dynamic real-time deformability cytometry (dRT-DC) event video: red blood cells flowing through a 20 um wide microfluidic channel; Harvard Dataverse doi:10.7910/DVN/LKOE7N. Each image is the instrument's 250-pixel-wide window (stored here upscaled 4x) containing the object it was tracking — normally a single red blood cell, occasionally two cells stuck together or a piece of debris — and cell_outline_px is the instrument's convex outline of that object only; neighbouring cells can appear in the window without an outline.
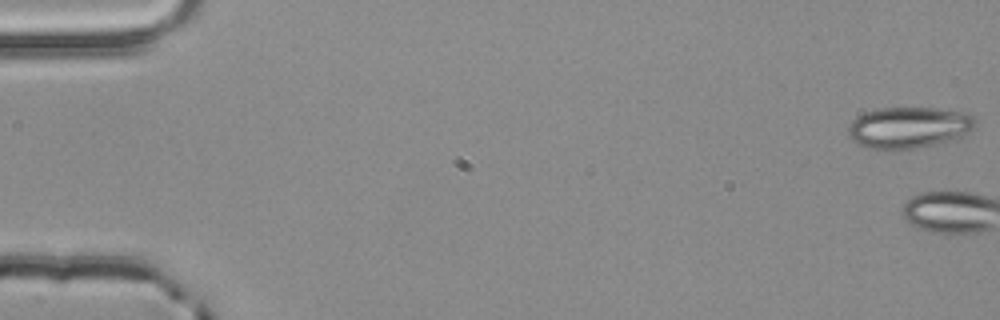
{"species": "common noctule bat (a hibernating species)", "species_latin": "Nyctalus noctula", "temperature_condition": "room temperature", "stored_images_in_passage": 3, "camera_frame_rate_fps": 3000, "um_per_image_px": 0.085, "animal": {"sex": "male", "body_mass_g": 20.4}, "frame": {"image": 1, "passage_image": 1, "time_ms": 0.0, "image_size_px": [1000, 320], "cell_outline_px": [[976, 124], [968, 132], [956, 140], [916, 148], [868, 148], [852, 140], [848, 136], [848, 124], [856, 116], [864, 112], [880, 108], [940, 108], [968, 112], [972, 116]], "centroid_in_image_um": [77.26, 10.82], "position_along_channel_um": 7.7, "area_um2": 30.69}}